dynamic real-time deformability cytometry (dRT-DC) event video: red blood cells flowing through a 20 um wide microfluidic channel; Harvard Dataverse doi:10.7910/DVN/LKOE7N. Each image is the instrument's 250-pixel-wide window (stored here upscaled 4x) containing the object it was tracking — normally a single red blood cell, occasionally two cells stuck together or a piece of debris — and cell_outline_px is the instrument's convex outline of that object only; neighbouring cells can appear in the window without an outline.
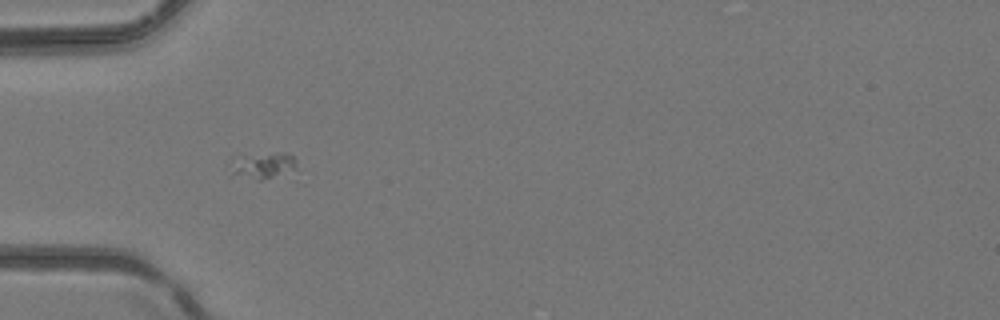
{"species": "common noctule bat (a hibernating species)", "species_latin": "Nyctalus noctula", "temperature_condition": "room temperature", "stored_images_in_passage": 1, "camera_frame_rate_fps": 3000, "um_per_image_px": 0.085, "animal": {"sex": "female", "body_mass_g": 24.6, "forearm_length_mm": 56.2}, "frame": {"image": 1, "passage_image": 1, "time_ms": 0.0, "image_size_px": [1000, 320], "cell_outline_px": [[292, 180], [256, 180], [228, 176], [228, 164], [232, 156], [280, 152], [284, 152], [292, 156]], "centroid_in_image_um": [22.26, 14.16], "position_along_channel_um": 62.7, "area_um2": 11.5}}